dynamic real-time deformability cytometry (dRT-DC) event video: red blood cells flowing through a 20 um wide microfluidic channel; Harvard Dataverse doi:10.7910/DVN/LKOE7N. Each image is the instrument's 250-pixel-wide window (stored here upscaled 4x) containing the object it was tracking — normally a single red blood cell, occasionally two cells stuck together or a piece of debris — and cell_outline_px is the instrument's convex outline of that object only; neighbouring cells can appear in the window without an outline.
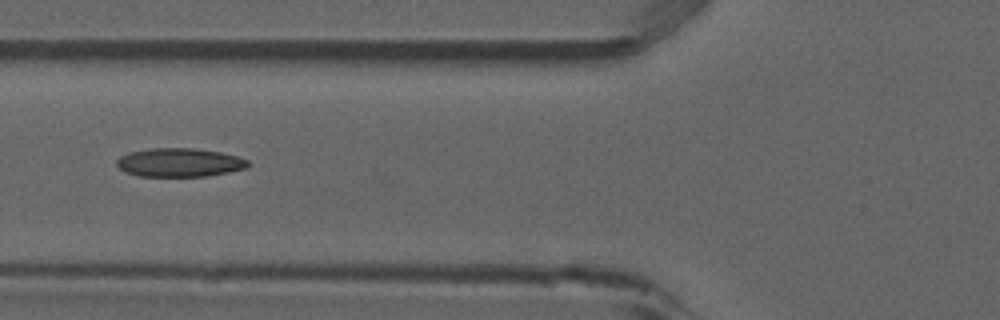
{"species": "common noctule bat (a hibernating species)", "species_latin": "Nyctalus noctula", "temperature_condition": "room temperature", "stored_images_in_passage": 3, "camera_frame_rate_fps": 3000, "um_per_image_px": 0.085, "animal": {"sex": "male", "forearm_length_mm": 52.5}, "frame": {"image": 1, "passage_image": 3, "time_ms": 0.667, "image_size_px": [1000, 320], "cell_outline_px": [[248, 168], [208, 176], [140, 176], [128, 172], [120, 168], [116, 164], [116, 160], [120, 156], [128, 152], [148, 148], [192, 148], [220, 152], [236, 156], [248, 160]], "centroid_in_image_um": [15.25, 13.8], "position_along_channel_um": 110.6, "area_um2": 21.85}}